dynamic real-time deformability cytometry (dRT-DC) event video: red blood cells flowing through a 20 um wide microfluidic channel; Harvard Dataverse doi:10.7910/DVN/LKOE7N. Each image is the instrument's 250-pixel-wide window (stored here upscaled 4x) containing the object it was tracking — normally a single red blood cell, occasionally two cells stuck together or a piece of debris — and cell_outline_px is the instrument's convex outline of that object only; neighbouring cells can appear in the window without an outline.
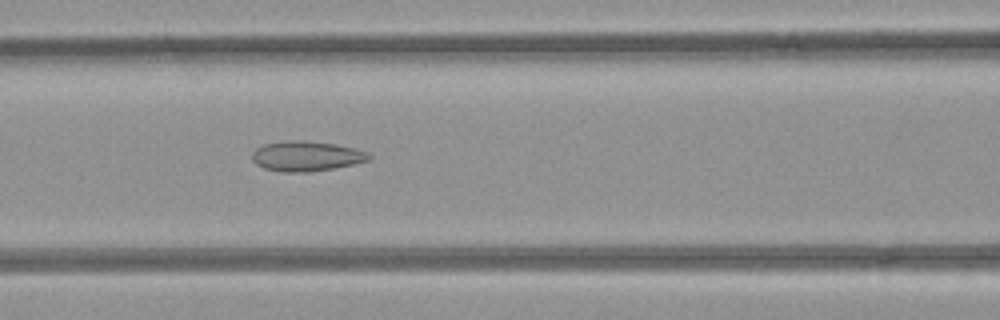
{"species": "common noctule bat (a hibernating species)", "species_latin": "Nyctalus noctula", "temperature_condition": "room temperature", "stored_images_in_passage": 40, "camera_frame_rate_fps": 3000, "um_per_image_px": 0.085, "animal": {"sex": "female", "body_mass_g": 21.9}, "frame": {"image": 1, "passage_image": 16, "time_ms": 5.0, "image_size_px": [1000, 320], "cell_outline_px": [[372, 156], [368, 160], [352, 164], [332, 168], [308, 172], [280, 172], [264, 168], [256, 164], [252, 160], [252, 152], [256, 148], [264, 144], [284, 140], [304, 140], [336, 144], [368, 152]], "centroid_in_image_um": [25.99, 13.26], "position_along_channel_um": 140.6, "area_um2": 20.46}}
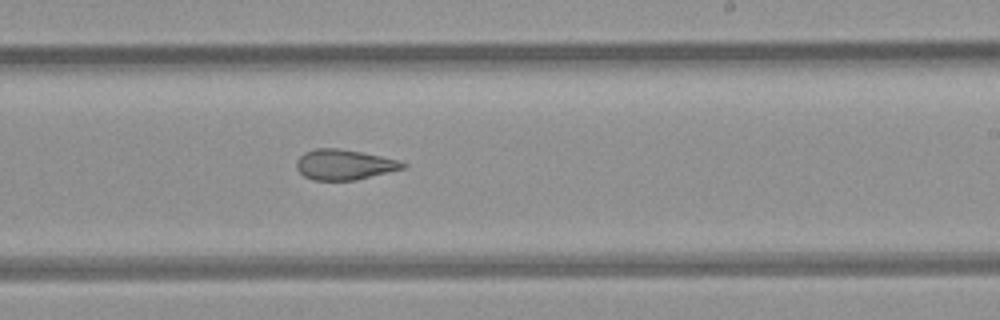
{"frame": {"image": 2, "passage_image": 25, "time_ms": 8.0, "image_size_px": [1000, 320], "cell_outline_px": [[408, 164], [404, 168], [356, 180], [312, 180], [304, 176], [296, 168], [296, 160], [304, 152], [316, 148], [340, 148], [400, 160]], "centroid_in_image_um": [29.24, 13.99], "position_along_channel_um": 259.8, "area_um2": 18.79}}
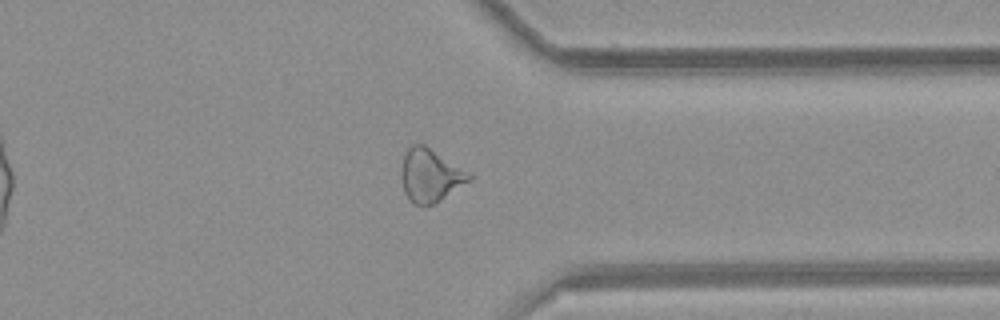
{"frame": {"image": 3, "passage_image": 34, "time_ms": 11.0, "image_size_px": [1000, 320], "cell_outline_px": [[472, 176], [468, 180], [432, 204], [424, 208], [420, 208], [412, 204], [408, 200], [404, 192], [400, 176], [400, 172], [404, 156], [408, 148], [412, 144], [424, 144], [472, 172]], "centroid_in_image_um": [36.52, 14.91], "position_along_channel_um": 374.9, "area_um2": 21.1}, "authors_computed_cell_mechanics": {"area_um2": 20.2878, "velocity_mm_per_s": 3.9858, "shape_relaxation_time_tau1_ms": null, "shape_relaxation_time_tau2_ms": 2.5281, "deformation_change_tau1": null, "deformation_change_tau2": 0.1081}}